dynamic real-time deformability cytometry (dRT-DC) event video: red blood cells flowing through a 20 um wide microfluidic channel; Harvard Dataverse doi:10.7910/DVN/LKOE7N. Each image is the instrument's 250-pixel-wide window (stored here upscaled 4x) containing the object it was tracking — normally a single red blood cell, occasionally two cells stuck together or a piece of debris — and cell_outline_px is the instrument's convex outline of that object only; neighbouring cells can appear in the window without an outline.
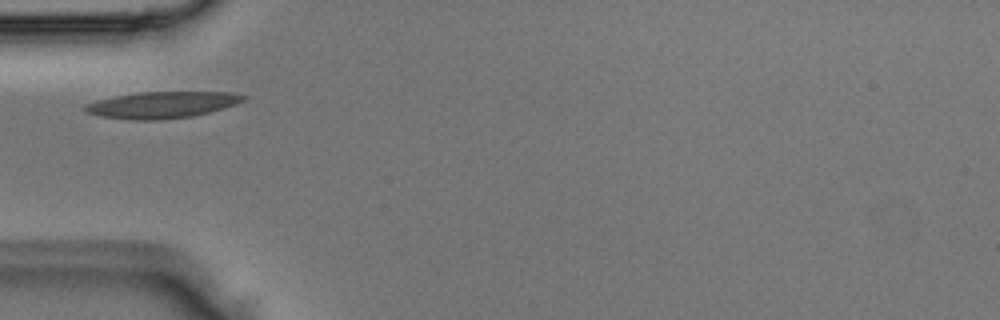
{"species": "Egyptian fruit bat (a non-hibernating species)", "species_latin": "Rousettus aegyptiacus", "temperature_condition": "room temperature", "stored_images_in_passage": 2, "camera_frame_rate_fps": 3000, "um_per_image_px": 0.085, "animal": {"sex": "male"}, "frame": {"image": 1, "passage_image": 2, "time_ms": 0.333, "image_size_px": [1000, 320], "cell_outline_px": [[248, 96], [244, 100], [236, 104], [224, 108], [192, 116], [160, 120], [132, 120], [100, 116], [88, 112], [84, 108], [84, 104], [96, 100], [136, 92], [232, 92]], "centroid_in_image_um": [13.78, 8.91], "position_along_channel_um": 71.2, "area_um2": 24.45}}